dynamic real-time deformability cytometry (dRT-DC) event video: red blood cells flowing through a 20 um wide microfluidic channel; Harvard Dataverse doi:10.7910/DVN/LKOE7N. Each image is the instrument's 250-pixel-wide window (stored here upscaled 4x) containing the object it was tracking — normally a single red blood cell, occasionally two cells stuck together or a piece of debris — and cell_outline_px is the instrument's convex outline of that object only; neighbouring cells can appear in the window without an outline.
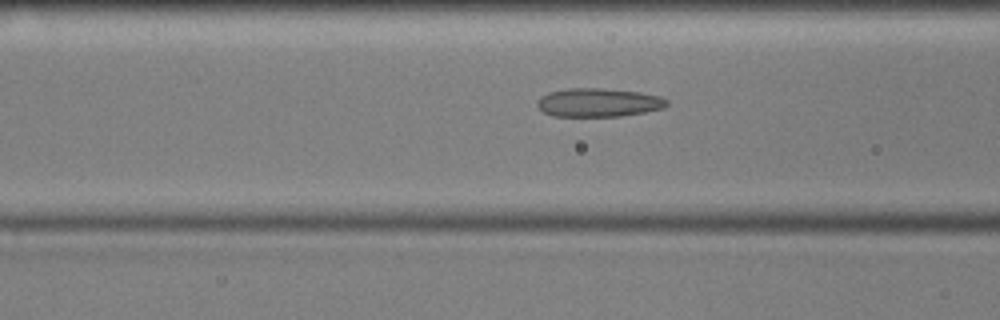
{"species": "common noctule bat (a hibernating species)", "species_latin": "Nyctalus noctula", "temperature_condition": "cold", "stored_images_in_passage": 55, "camera_frame_rate_fps": 3000, "um_per_image_px": 0.085, "animal": {"sex": "male", "body_mass_g": 17.9, "forearm_length_mm": 54.2}, "frame": {"image": 1, "passage_image": 20, "time_ms": 6.333, "image_size_px": [1000, 320], "cell_outline_px": [[668, 104], [664, 108], [644, 112], [620, 116], [552, 116], [544, 112], [536, 104], [536, 100], [540, 96], [548, 92], [568, 88], [604, 88], [640, 92], [660, 96], [668, 100]], "centroid_in_image_um": [50.85, 8.7], "position_along_channel_um": 115.7, "area_um2": 21.73}}
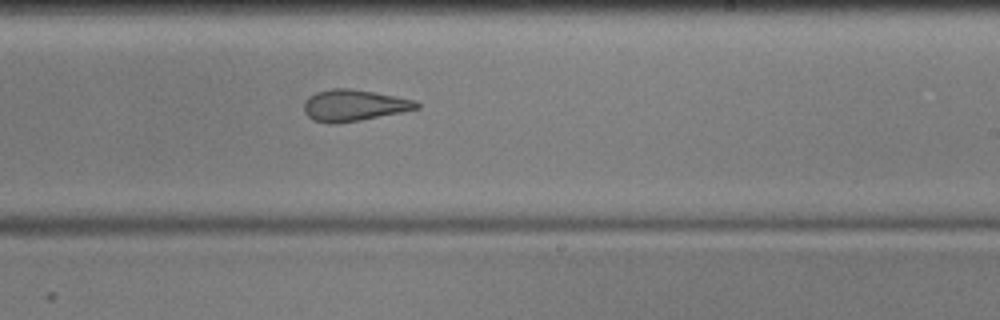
{"frame": {"image": 2, "passage_image": 32, "time_ms": 10.333, "image_size_px": [1000, 320], "cell_outline_px": [[420, 108], [360, 120], [336, 124], [328, 124], [312, 120], [304, 112], [304, 100], [308, 96], [316, 92], [332, 88], [348, 88], [376, 92], [416, 100], [420, 104]], "centroid_in_image_um": [30.05, 8.95], "position_along_channel_um": 258.9, "area_um2": 20.81}}
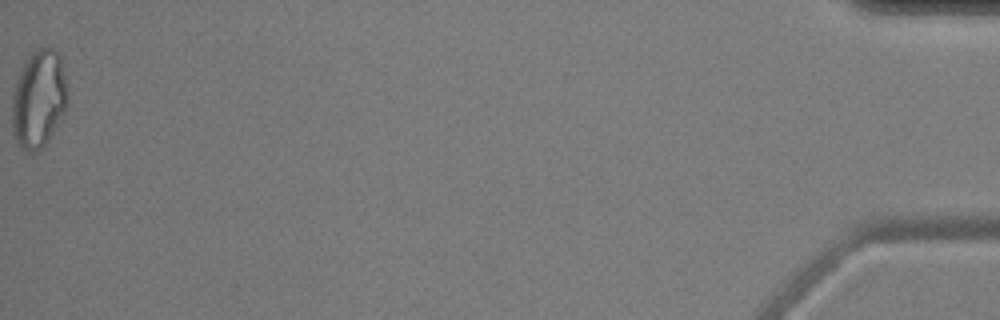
{"frame": {"image": 3, "passage_image": 55, "time_ms": 18.0, "image_size_px": [1000, 320], "cell_outline_px": [[68, 104], [64, 112], [48, 140], [36, 152], [28, 152], [16, 140], [12, 132], [12, 96], [20, 72], [28, 56], [36, 48], [44, 44], [56, 48], [60, 56], [68, 88]], "centroid_in_image_um": [3.32, 8.35], "position_along_channel_um": 431.9, "area_um2": 31.85}, "authors_computed_cell_mechanics": {"area_um2": 23.0622, "velocity_mm_per_s": 3.5829, "shape_relaxation_time_tau1_ms": null, "shape_relaxation_time_tau2_ms": 2.261, "deformation_change_tau1": null, "deformation_change_tau2": 0.0932}}